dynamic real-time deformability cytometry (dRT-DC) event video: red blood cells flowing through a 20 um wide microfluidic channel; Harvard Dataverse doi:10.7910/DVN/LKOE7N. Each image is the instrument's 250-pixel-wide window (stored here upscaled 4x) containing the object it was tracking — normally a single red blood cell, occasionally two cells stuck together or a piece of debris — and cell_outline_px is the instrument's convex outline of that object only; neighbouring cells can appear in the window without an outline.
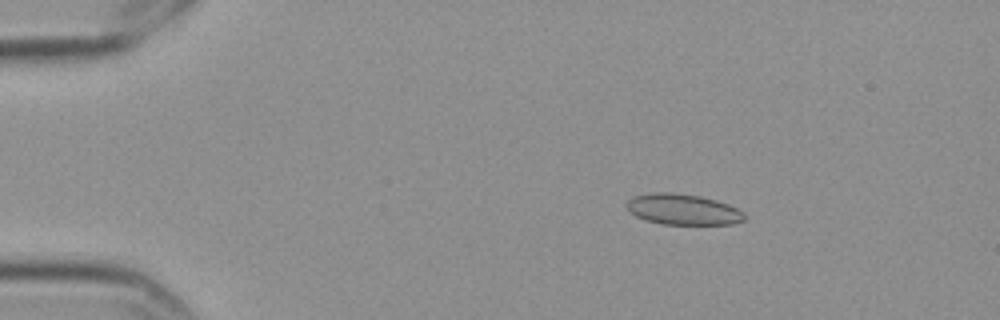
{"species": "Egyptian fruit bat (a non-hibernating species)", "species_latin": "Rousettus aegyptiacus", "temperature_condition": "cold", "stored_images_in_passage": 57, "camera_frame_rate_fps": 3000, "um_per_image_px": 0.085, "frame": {"image": 1, "passage_image": 9, "time_ms": 2.667, "image_size_px": [1000, 320], "cell_outline_px": [[744, 220], [732, 224], [660, 224], [644, 220], [636, 216], [624, 204], [628, 200], [636, 196], [652, 192], [672, 192], [700, 196], [716, 200], [728, 204], [744, 212]], "centroid_in_image_um": [58.04, 17.8], "position_along_channel_um": 27.0, "area_um2": 21.1}}
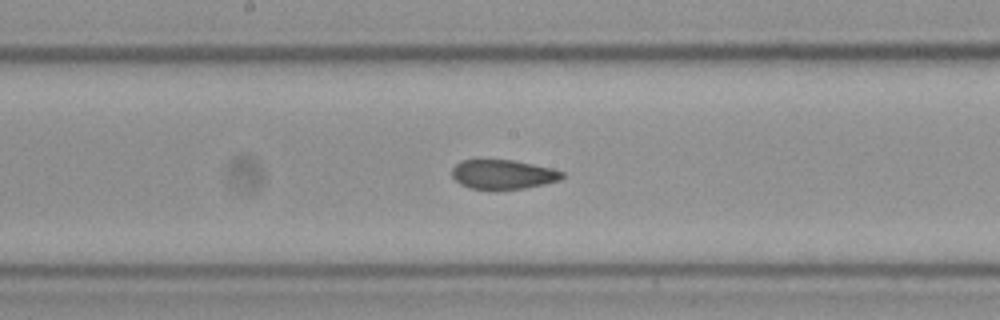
{"frame": {"image": 2, "passage_image": 30, "time_ms": 9.667, "image_size_px": [1000, 320], "cell_outline_px": [[564, 176], [560, 180], [544, 184], [524, 188], [492, 192], [468, 188], [460, 184], [452, 176], [452, 168], [460, 160], [516, 160], [552, 168], [564, 172]], "centroid_in_image_um": [42.74, 14.85], "position_along_channel_um": 205.5, "area_um2": 19.48}}
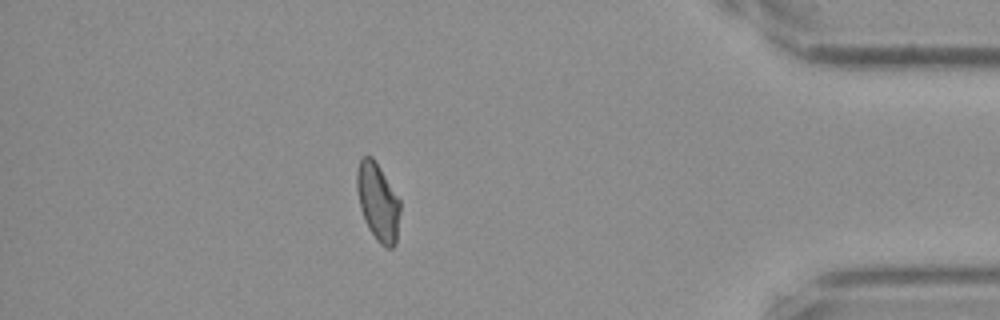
{"frame": {"image": 3, "passage_image": 50, "time_ms": 16.333, "image_size_px": [1000, 320], "cell_outline_px": [[400, 212], [396, 244], [392, 248], [384, 248], [376, 240], [368, 228], [364, 220], [360, 208], [356, 188], [356, 172], [360, 160], [364, 156], [372, 156], [376, 160], [400, 200]], "centroid_in_image_um": [32.12, 17.18], "position_along_channel_um": 403.1, "area_um2": 19.88}, "authors_computed_cell_mechanics": {"area_um2": 20.1144, "velocity_mm_per_s": 3.5487, "shape_relaxation_time_tau1_ms": null, "shape_relaxation_time_tau2_ms": 2.1307, "deformation_change_tau1": null, "deformation_change_tau2": 0.0496}}